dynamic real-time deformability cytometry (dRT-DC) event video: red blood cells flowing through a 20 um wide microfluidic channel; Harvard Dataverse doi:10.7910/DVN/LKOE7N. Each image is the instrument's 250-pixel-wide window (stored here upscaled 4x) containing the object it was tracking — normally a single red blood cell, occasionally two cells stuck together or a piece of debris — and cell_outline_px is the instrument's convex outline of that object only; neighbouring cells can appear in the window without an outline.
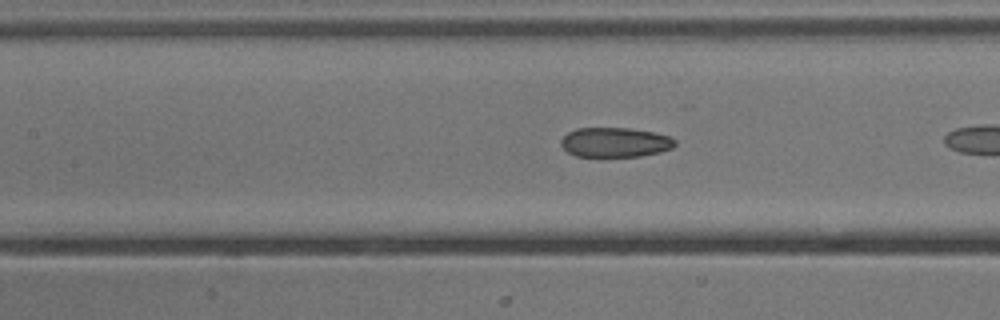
{"species": "common noctule bat (a hibernating species)", "species_latin": "Nyctalus noctula", "temperature_condition": "cold", "stored_images_in_passage": 9, "camera_frame_rate_fps": 3000, "um_per_image_px": 0.085, "animal": {"sex": "male", "body_mass_g": 13.3}, "frame": {"image": 1, "passage_image": 8, "time_ms": 2.333, "image_size_px": [1000, 320], "cell_outline_px": [[676, 144], [672, 148], [660, 152], [640, 156], [576, 156], [568, 152], [560, 144], [560, 140], [568, 132], [576, 128], [628, 128], [652, 132], [668, 136], [676, 140]], "centroid_in_image_um": [52.27, 12.09], "position_along_channel_um": 155.1, "area_um2": 19.59}}